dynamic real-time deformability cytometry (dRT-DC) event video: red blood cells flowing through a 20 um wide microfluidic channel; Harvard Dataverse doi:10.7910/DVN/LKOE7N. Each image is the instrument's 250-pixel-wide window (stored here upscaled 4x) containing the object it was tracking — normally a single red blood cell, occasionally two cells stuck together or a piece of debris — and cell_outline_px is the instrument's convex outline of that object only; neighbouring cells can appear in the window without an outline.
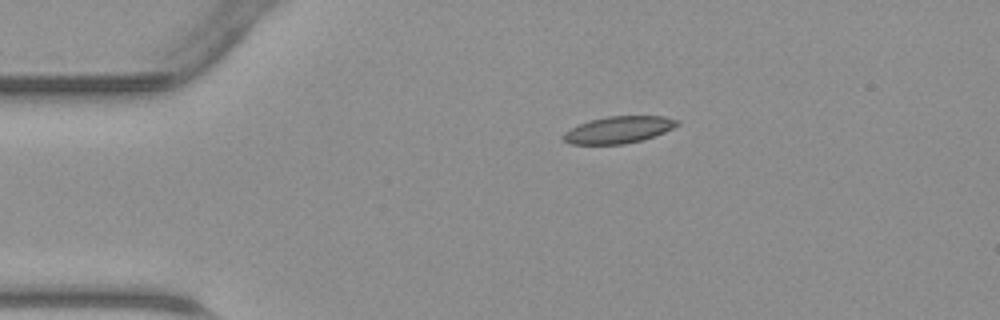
{"species": "common noctule bat (a hibernating species)", "species_latin": "Nyctalus noctula", "temperature_condition": "warm", "stored_images_in_passage": 33, "camera_frame_rate_fps": 3000, "um_per_image_px": 0.085, "animal": {"sex": "male", "body_mass_g": 23.1, "forearm_length_mm": 52.7}, "frame": {"image": 1, "passage_image": 1, "time_ms": 0.0, "image_size_px": [1000, 320], "cell_outline_px": [[680, 124], [664, 132], [644, 140], [624, 144], [572, 144], [564, 140], [560, 136], [564, 132], [588, 120], [608, 116], [664, 116], [680, 120]], "centroid_in_image_um": [52.6, 11.03], "position_along_channel_um": 32.4, "area_um2": 17.92}}
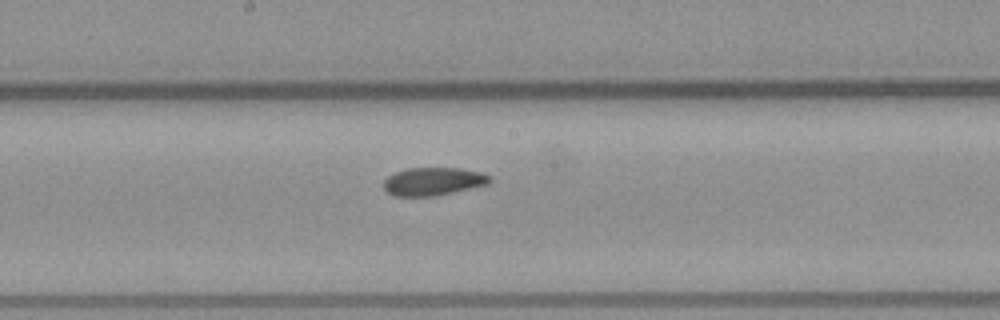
{"frame": {"image": 2, "passage_image": 16, "time_ms": 5.0, "image_size_px": [1000, 320], "cell_outline_px": [[492, 180], [488, 184], [452, 192], [432, 196], [396, 196], [388, 192], [384, 188], [384, 180], [388, 176], [396, 172], [408, 168], [460, 168], [480, 172], [492, 176]], "centroid_in_image_um": [36.84, 15.41], "position_along_channel_um": 211.4, "area_um2": 17.17}}
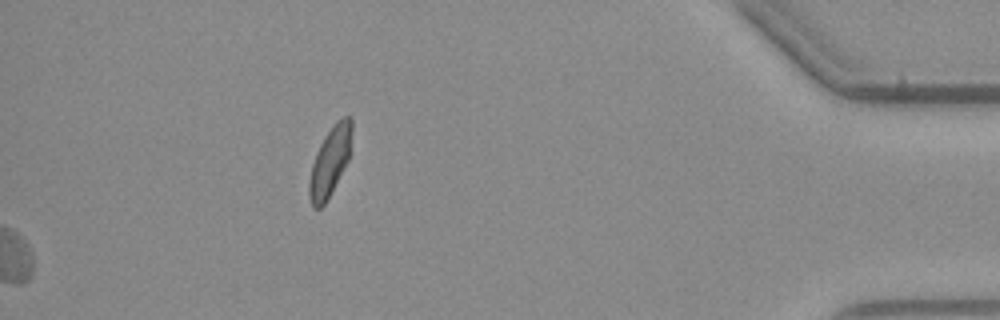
{"frame": {"image": 3, "passage_image": 33, "time_ms": 10.667, "image_size_px": [1000, 320], "cell_outline_px": [[352, 132], [348, 160], [324, 204], [320, 208], [312, 208], [308, 196], [308, 184], [312, 164], [316, 152], [324, 136], [332, 124], [336, 120], [344, 116], [352, 116]], "centroid_in_image_um": [28.03, 13.68], "position_along_channel_um": 407.2, "area_um2": 17.11}}